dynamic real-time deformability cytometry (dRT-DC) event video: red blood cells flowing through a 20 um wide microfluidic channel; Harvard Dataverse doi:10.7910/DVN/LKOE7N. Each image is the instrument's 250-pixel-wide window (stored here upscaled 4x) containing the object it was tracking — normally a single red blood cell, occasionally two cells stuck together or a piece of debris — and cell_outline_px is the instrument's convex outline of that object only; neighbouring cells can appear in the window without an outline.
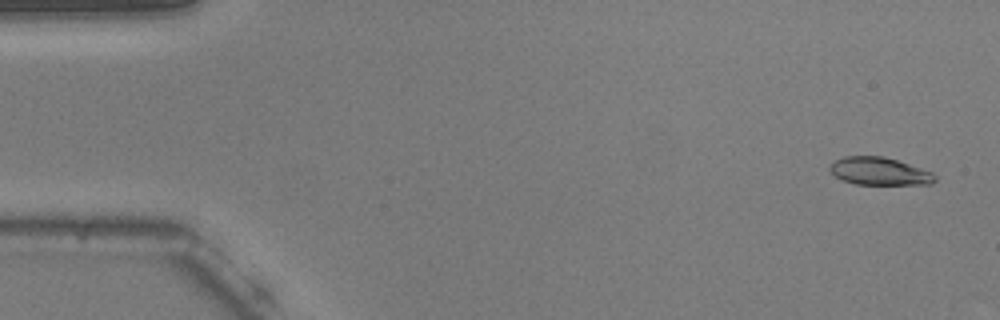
{"species": "common noctule bat (a hibernating species)", "species_latin": "Nyctalus noctula", "temperature_condition": "warm", "stored_images_in_passage": 49, "camera_frame_rate_fps": 3000, "um_per_image_px": 0.085, "animal": {"sex": "male", "body_mass_g": 20.5, "forearm_length_mm": 52.5}, "frame": {"image": 1, "passage_image": 3, "time_ms": 0.667, "image_size_px": [1000, 320], "cell_outline_px": [[936, 180], [932, 184], [856, 184], [840, 180], [832, 176], [828, 168], [828, 164], [844, 156], [884, 156], [932, 172], [936, 176]], "centroid_in_image_um": [74.68, 14.56], "position_along_channel_um": 10.3, "area_um2": 17.11}}
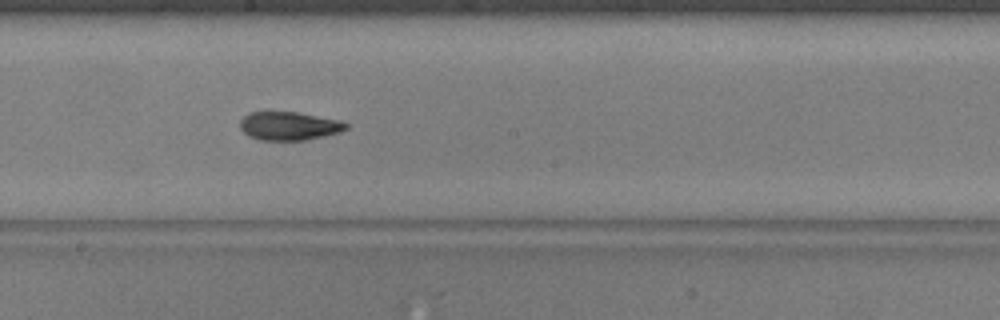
{"frame": {"image": 2, "passage_image": 30, "time_ms": 9.667, "image_size_px": [1000, 320], "cell_outline_px": [[348, 128], [340, 132], [324, 136], [304, 140], [260, 140], [248, 136], [240, 128], [240, 120], [248, 112], [296, 112], [340, 120], [348, 124]], "centroid_in_image_um": [24.56, 10.71], "position_along_channel_um": 223.6, "area_um2": 17.57}}
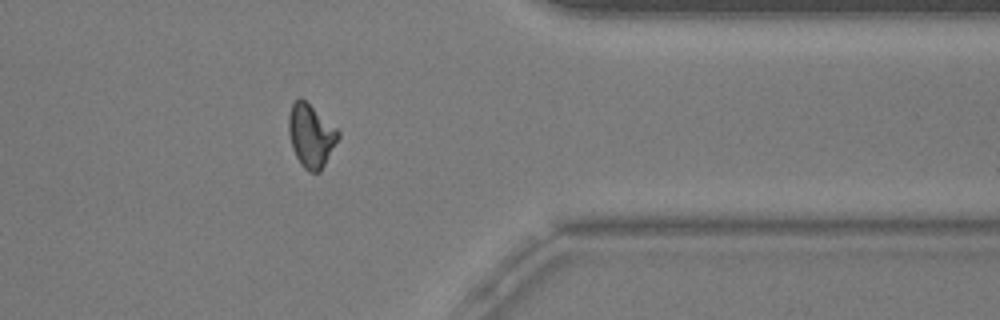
{"frame": {"image": 3, "passage_image": 44, "time_ms": 14.333, "image_size_px": [1000, 320], "cell_outline_px": [[340, 136], [320, 172], [308, 172], [300, 164], [292, 148], [288, 132], [288, 116], [292, 104], [300, 96], [336, 128], [340, 132]], "centroid_in_image_um": [26.41, 11.54], "position_along_channel_um": 385.0, "area_um2": 18.09}}